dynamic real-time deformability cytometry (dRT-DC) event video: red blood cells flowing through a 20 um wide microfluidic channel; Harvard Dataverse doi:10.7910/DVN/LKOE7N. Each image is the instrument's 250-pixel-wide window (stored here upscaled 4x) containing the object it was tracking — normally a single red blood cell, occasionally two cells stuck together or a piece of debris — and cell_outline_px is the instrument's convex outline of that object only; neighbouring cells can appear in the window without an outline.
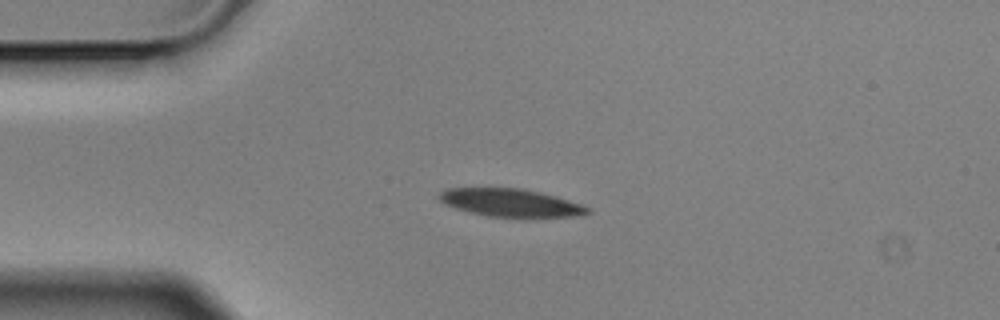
{"species": "Egyptian fruit bat (a non-hibernating species)", "species_latin": "Rousettus aegyptiacus", "temperature_condition": "cold", "stored_images_in_passage": 44, "camera_frame_rate_fps": 3000, "um_per_image_px": 0.085, "animal": {"sex": "male"}, "frame": {"image": 1, "passage_image": 1, "time_ms": 0.0, "image_size_px": [1000, 320], "cell_outline_px": [[592, 212], [580, 216], [488, 216], [456, 208], [444, 204], [440, 200], [440, 192], [448, 188], [524, 188], [556, 196], [592, 208]], "centroid_in_image_um": [43.43, 17.22], "position_along_channel_um": 41.6, "area_um2": 23.7}}
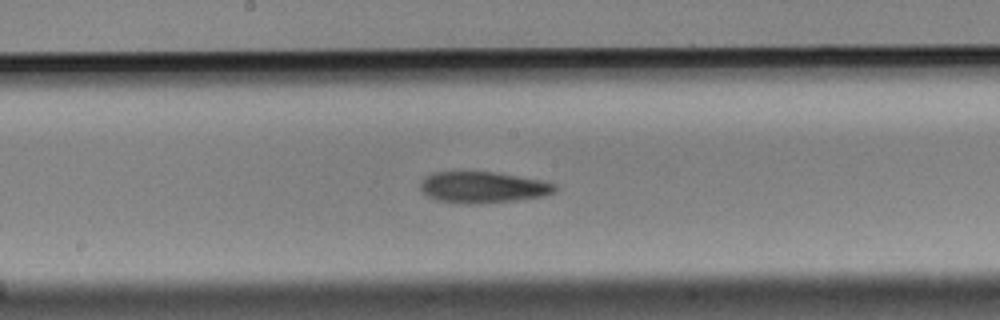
{"frame": {"image": 2, "passage_image": 17, "time_ms": 5.333, "image_size_px": [1000, 320], "cell_outline_px": [[556, 192], [544, 196], [516, 200], [476, 204], [464, 204], [436, 200], [428, 196], [420, 188], [420, 180], [424, 176], [432, 172], [496, 172], [544, 180], [556, 184]], "centroid_in_image_um": [41.05, 15.92], "position_along_channel_um": 207.1, "area_um2": 24.8}}
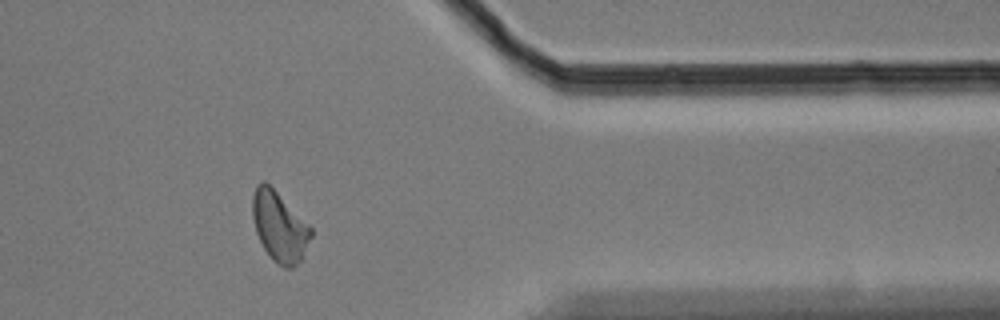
{"frame": {"image": 3, "passage_image": 34, "time_ms": 11.0, "image_size_px": [1000, 320], "cell_outline_px": [[312, 236], [300, 260], [292, 268], [284, 268], [276, 264], [272, 260], [264, 248], [256, 232], [252, 216], [252, 196], [256, 184], [260, 180], [264, 180], [312, 228]], "centroid_in_image_um": [23.72, 19.27], "position_along_channel_um": 387.7, "area_um2": 23.52}, "authors_computed_cell_mechanics": {"area_um2": 23.9581, "velocity_mm_per_s": 3.5011, "shape_relaxation_time_tau1_ms": 6.0833, "shape_relaxation_time_tau2_ms": 7.4538, "deformation_change_tau1": 0.1404, "deformation_change_tau2": 0.1713}}